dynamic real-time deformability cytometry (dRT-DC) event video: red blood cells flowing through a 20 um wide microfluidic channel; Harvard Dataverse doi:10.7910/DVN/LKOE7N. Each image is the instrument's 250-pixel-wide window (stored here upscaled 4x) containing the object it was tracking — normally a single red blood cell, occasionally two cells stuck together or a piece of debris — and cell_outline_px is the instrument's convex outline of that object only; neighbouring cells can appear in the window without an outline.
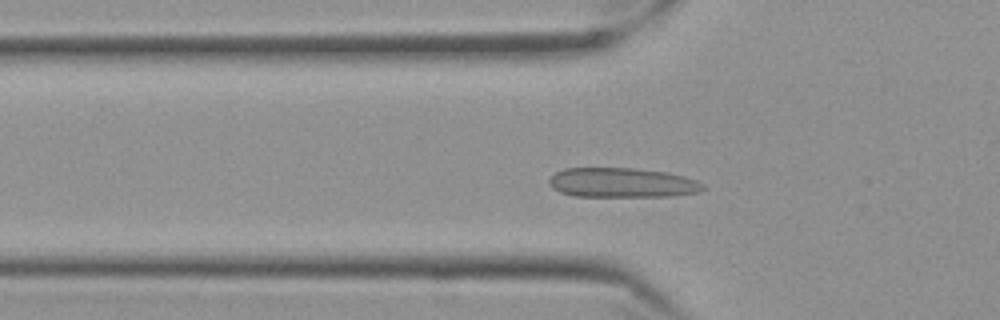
{"species": "Egyptian fruit bat (a non-hibernating species)", "species_latin": "Rousettus aegyptiacus", "temperature_condition": "cold", "stored_images_in_passage": 55, "camera_frame_rate_fps": 3000, "um_per_image_px": 0.085, "frame": {"image": 1, "passage_image": 16, "time_ms": 5.0, "image_size_px": [1000, 320], "cell_outline_px": [[708, 188], [700, 192], [672, 196], [572, 196], [560, 192], [552, 188], [548, 184], [548, 180], [556, 172], [564, 168], [632, 168], [668, 172], [684, 176], [696, 180], [704, 184]], "centroid_in_image_um": [52.9, 15.53], "position_along_channel_um": 72.9, "area_um2": 26.82}}
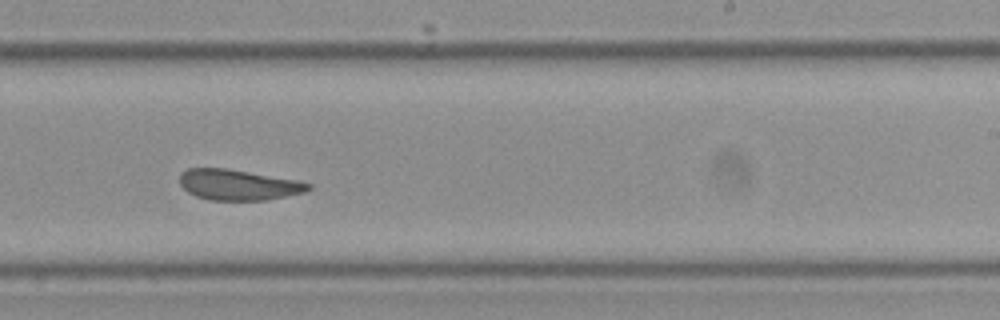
{"frame": {"image": 2, "passage_image": 33, "time_ms": 10.667, "image_size_px": [1000, 320], "cell_outline_px": [[312, 188], [304, 192], [268, 200], [208, 200], [196, 196], [188, 192], [180, 184], [180, 172], [188, 168], [228, 168], [300, 180], [312, 184]], "centroid_in_image_um": [20.28, 15.7], "position_along_channel_um": 268.7, "area_um2": 23.24}}
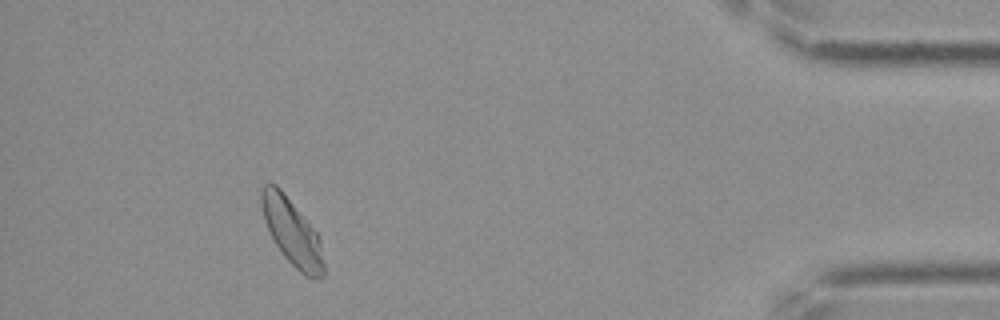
{"frame": {"image": 3, "passage_image": 50, "time_ms": 16.333, "image_size_px": [1000, 320], "cell_outline_px": [[324, 276], [304, 276], [284, 256], [276, 244], [264, 220], [260, 200], [260, 192], [264, 184], [276, 184], [280, 188], [316, 232], [320, 240], [324, 264]], "centroid_in_image_um": [24.8, 19.7], "position_along_channel_um": 410.4, "area_um2": 23.47}}